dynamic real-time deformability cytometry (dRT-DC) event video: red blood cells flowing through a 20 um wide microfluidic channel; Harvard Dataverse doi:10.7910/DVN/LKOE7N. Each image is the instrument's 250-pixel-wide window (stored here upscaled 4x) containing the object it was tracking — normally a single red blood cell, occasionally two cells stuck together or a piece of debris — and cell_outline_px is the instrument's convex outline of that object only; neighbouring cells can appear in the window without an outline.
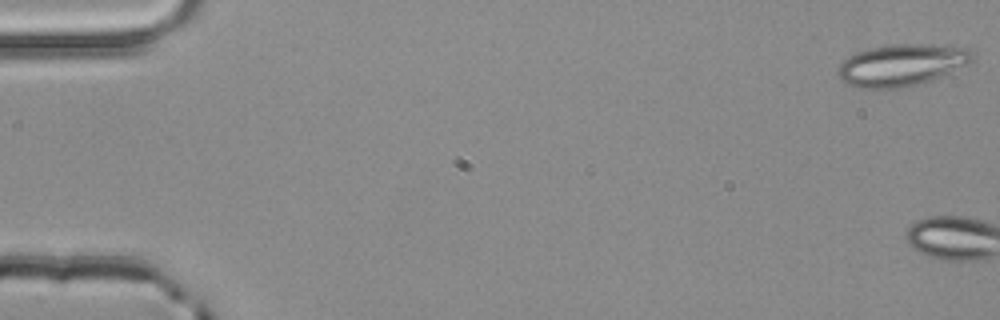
{"species": "common noctule bat (a hibernating species)", "species_latin": "Nyctalus noctula", "temperature_condition": "room temperature", "stored_images_in_passage": 5, "camera_frame_rate_fps": 3000, "um_per_image_px": 0.085, "animal": {"sex": "male", "body_mass_g": 20.4}, "frame": {"image": 1, "passage_image": 1, "time_ms": 0.0, "image_size_px": [1000, 320], "cell_outline_px": [[976, 56], [968, 64], [940, 76], [904, 88], [860, 88], [848, 84], [840, 80], [840, 64], [848, 56], [856, 52], [872, 48], [892, 44], [924, 44], [968, 48]], "centroid_in_image_um": [76.65, 5.52], "position_along_channel_um": 8.4, "area_um2": 32.31}}